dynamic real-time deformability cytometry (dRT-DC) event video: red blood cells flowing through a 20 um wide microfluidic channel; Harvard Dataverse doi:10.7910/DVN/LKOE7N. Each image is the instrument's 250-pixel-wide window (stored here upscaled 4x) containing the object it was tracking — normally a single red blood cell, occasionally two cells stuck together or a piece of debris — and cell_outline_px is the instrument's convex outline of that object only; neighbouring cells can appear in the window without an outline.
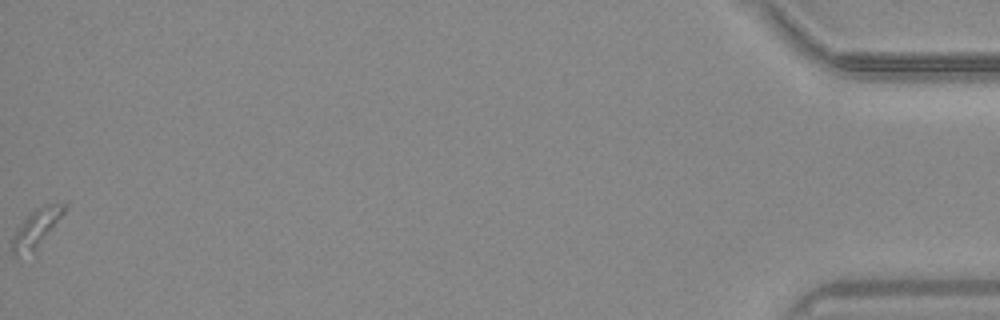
{"species": "common noctule bat (a hibernating species)", "species_latin": "Nyctalus noctula", "temperature_condition": "warm", "stored_images_in_passage": 44, "camera_frame_rate_fps": 3000, "um_per_image_px": 0.085, "animal": {"sex": "male", "body_mass_g": 20.4}, "frame": {"image": 1, "passage_image": 44, "time_ms": 14.333, "image_size_px": [1000, 320], "cell_outline_px": [[68, 208], [36, 248], [16, 252], [12, 252], [12, 240], [16, 232], [24, 220], [36, 208], [68, 200]], "centroid_in_image_um": [3.21, 19.23], "position_along_channel_um": 432.0, "area_um2": 10.52}}